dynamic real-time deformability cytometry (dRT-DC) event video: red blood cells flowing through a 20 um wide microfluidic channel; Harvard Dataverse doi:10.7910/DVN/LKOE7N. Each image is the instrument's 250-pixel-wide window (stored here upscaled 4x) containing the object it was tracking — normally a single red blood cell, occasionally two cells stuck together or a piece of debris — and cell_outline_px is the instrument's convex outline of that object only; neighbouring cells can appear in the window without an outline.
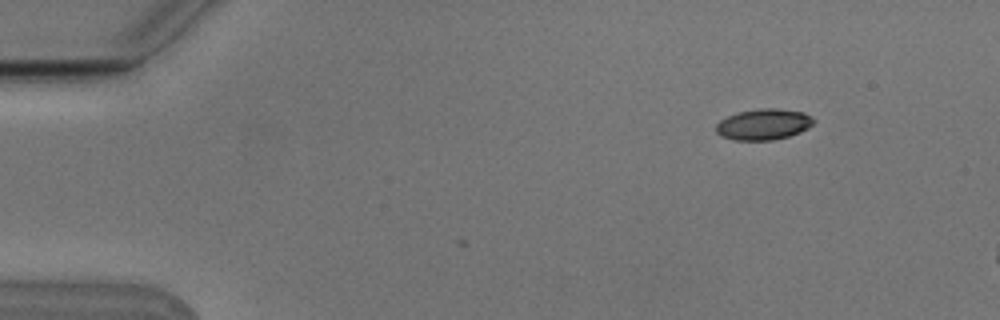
{"species": "Egyptian fruit bat (a non-hibernating species)", "species_latin": "Rousettus aegyptiacus", "temperature_condition": "cold", "stored_images_in_passage": 3, "camera_frame_rate_fps": 3000, "um_per_image_px": 0.085, "animal": {"sex": "male"}, "frame": {"image": 1, "passage_image": 1, "time_ms": 0.0, "image_size_px": [1000, 320], "cell_outline_px": [[816, 120], [808, 128], [800, 132], [788, 136], [772, 140], [736, 140], [720, 136], [716, 132], [716, 124], [720, 120], [728, 116], [740, 112], [760, 108], [776, 108], [804, 112], [812, 116]], "centroid_in_image_um": [64.92, 10.56], "position_along_channel_um": 20.1, "area_um2": 17.63}}